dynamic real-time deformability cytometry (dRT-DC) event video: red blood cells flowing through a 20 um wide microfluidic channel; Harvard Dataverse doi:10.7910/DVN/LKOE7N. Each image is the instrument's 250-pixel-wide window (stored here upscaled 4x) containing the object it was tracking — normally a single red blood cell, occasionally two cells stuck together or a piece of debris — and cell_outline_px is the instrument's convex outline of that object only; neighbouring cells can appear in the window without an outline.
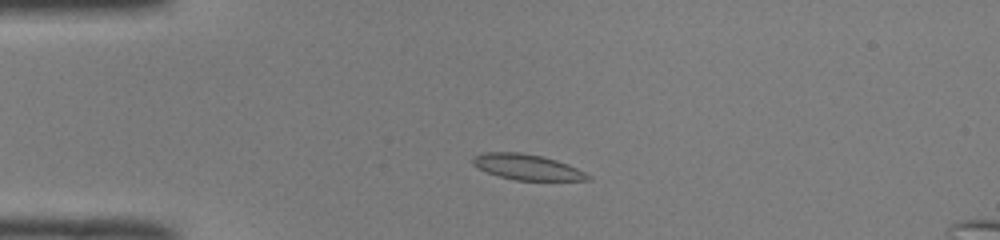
{"species": "common noctule bat (a hibernating species)", "species_latin": "Nyctalus noctula", "temperature_condition": "room temperature", "stored_images_in_passage": 39, "camera_frame_rate_fps": 3000, "um_per_image_px": 0.085, "animal": {"sex": "male", "body_mass_g": 19.0, "forearm_length_mm": 50.8}, "frame": {"image": 1, "passage_image": 1, "time_ms": 0.0, "image_size_px": [1000, 240], "cell_outline_px": [[592, 180], [516, 180], [500, 176], [488, 172], [472, 164], [472, 156], [484, 152], [520, 152], [540, 156], [556, 160], [568, 164], [592, 176]], "centroid_in_image_um": [44.8, 14.19], "position_along_channel_um": 40.2, "area_um2": 16.99}}
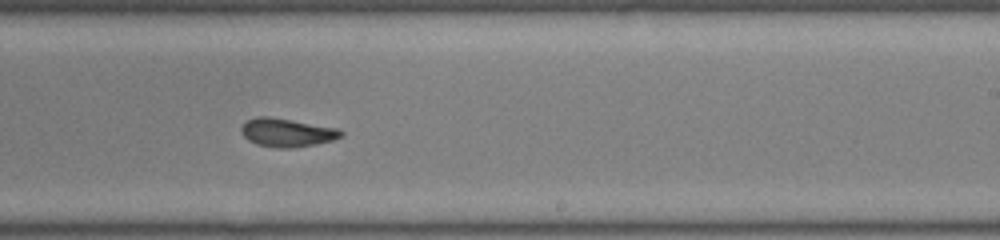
{"frame": {"image": 2, "passage_image": 20, "time_ms": 6.333, "image_size_px": [1000, 240], "cell_outline_px": [[344, 136], [332, 140], [316, 144], [292, 148], [276, 148], [256, 144], [248, 140], [244, 136], [240, 128], [248, 120], [256, 116], [268, 116], [340, 128], [344, 132]], "centroid_in_image_um": [24.42, 11.27], "position_along_channel_um": 264.6, "area_um2": 16.65}}
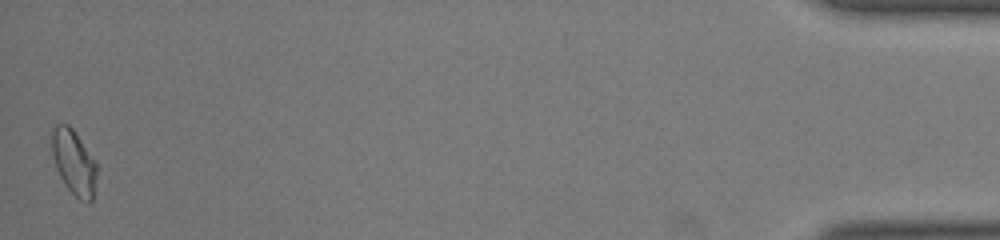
{"frame": {"image": 3, "passage_image": 39, "time_ms": 12.667, "image_size_px": [1000, 240], "cell_outline_px": [[100, 168], [92, 200], [80, 200], [64, 184], [56, 168], [52, 156], [52, 132], [56, 124], [68, 124], [72, 128], [96, 160]], "centroid_in_image_um": [6.32, 13.79], "position_along_channel_um": 428.9, "area_um2": 17.22}, "authors_computed_cell_mechanics": {"area_um2": 16.5886, "velocity_mm_per_s": 4.03, "shape_relaxation_time_tau1_ms": 4.5841, "shape_relaxation_time_tau2_ms": 1.9393, "deformation_change_tau1": 0.1341, "deformation_change_tau2": 0.0702}}